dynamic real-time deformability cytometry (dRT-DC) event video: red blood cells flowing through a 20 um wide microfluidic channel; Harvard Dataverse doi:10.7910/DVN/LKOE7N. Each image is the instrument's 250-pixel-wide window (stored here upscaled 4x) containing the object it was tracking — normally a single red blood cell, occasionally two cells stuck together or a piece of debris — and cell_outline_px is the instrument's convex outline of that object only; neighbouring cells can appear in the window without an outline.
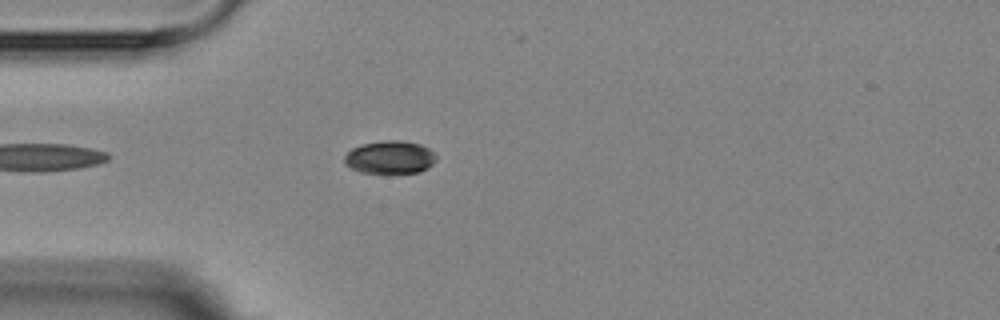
{"species": "Egyptian fruit bat (a non-hibernating species)", "species_latin": "Rousettus aegyptiacus", "temperature_condition": "room temperature", "stored_images_in_passage": 5, "camera_frame_rate_fps": 3000, "um_per_image_px": 0.085, "animal": {"sex": "female"}, "frame": {"image": 1, "passage_image": 5, "time_ms": 4.667, "image_size_px": [1000, 320], "cell_outline_px": [[436, 160], [428, 168], [420, 172], [392, 176], [384, 176], [360, 172], [344, 164], [344, 156], [352, 148], [364, 144], [384, 140], [400, 140], [420, 144], [428, 148], [436, 156]], "centroid_in_image_um": [33.14, 13.43], "position_along_channel_um": 51.9, "area_um2": 18.38}}